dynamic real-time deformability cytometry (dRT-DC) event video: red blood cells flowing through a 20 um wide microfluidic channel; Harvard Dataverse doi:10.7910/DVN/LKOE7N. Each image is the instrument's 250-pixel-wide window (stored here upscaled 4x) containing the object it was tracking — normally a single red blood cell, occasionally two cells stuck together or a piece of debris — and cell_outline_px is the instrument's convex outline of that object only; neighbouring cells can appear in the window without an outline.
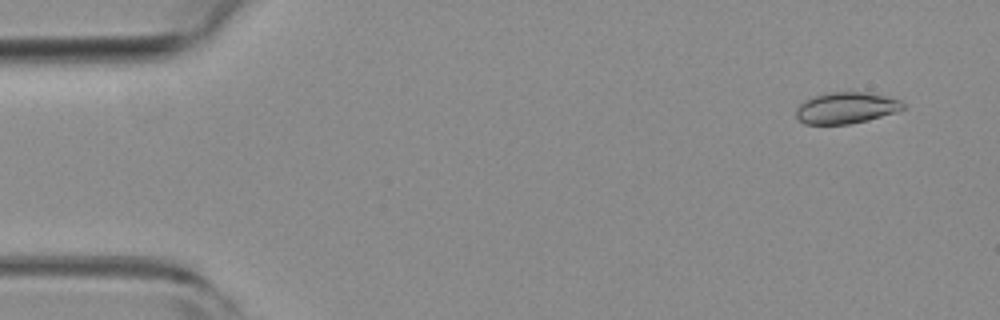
{"species": "common noctule bat (a hibernating species)", "species_latin": "Nyctalus noctula", "temperature_condition": "room temperature", "stored_images_in_passage": 24, "camera_frame_rate_fps": 3000, "um_per_image_px": 0.085, "animal": {"sex": "female", "body_mass_g": 19.3, "forearm_length_mm": 54.1}, "frame": {"image": 1, "passage_image": 4, "time_ms": 1.0, "image_size_px": [1000, 320], "cell_outline_px": [[904, 108], [896, 112], [868, 120], [848, 124], [804, 124], [796, 116], [796, 108], [804, 100], [828, 92], [868, 92], [900, 100], [904, 104]], "centroid_in_image_um": [71.91, 9.17], "position_along_channel_um": 13.1, "area_um2": 19.42}}
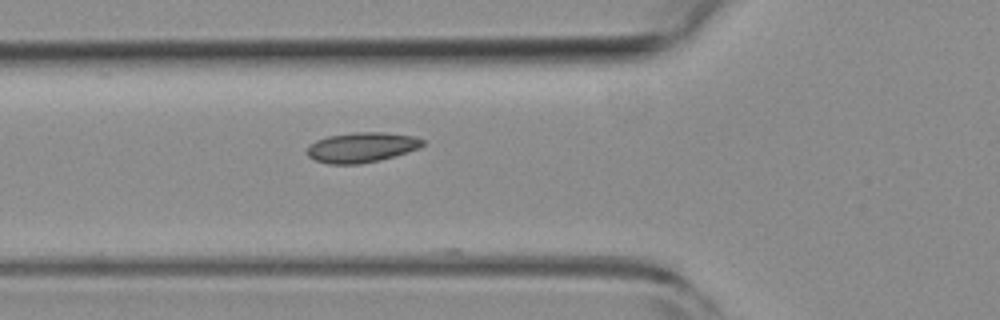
{"frame": {"image": 2, "passage_image": 20, "time_ms": 6.333, "image_size_px": [1000, 320], "cell_outline_px": [[424, 144], [420, 148], [380, 160], [360, 164], [328, 164], [316, 160], [308, 156], [308, 148], [316, 140], [328, 136], [352, 132], [384, 132], [412, 136], [424, 140]], "centroid_in_image_um": [30.75, 12.52], "position_along_channel_um": 95.0, "area_um2": 20.11}}
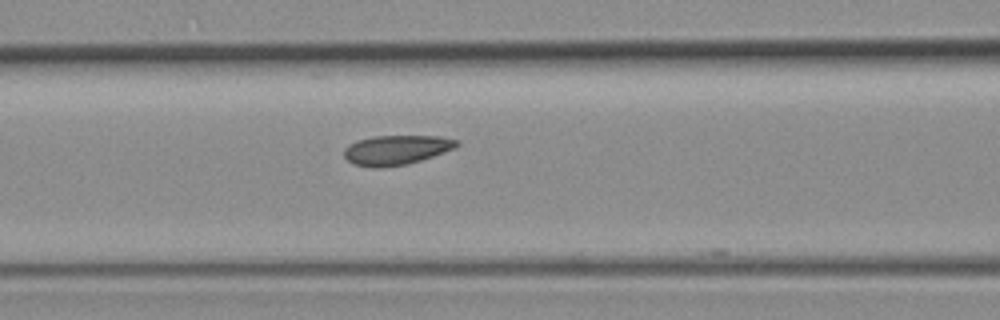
{"frame": {"image": 3, "passage_image": 23, "time_ms": 7.333, "image_size_px": [1000, 320], "cell_outline_px": [[460, 144], [456, 148], [408, 164], [380, 168], [372, 168], [356, 164], [348, 160], [344, 156], [344, 148], [348, 144], [356, 140], [372, 136], [440, 136], [456, 140]], "centroid_in_image_um": [33.66, 12.74], "position_along_channel_um": 132.9, "area_um2": 19.48}}